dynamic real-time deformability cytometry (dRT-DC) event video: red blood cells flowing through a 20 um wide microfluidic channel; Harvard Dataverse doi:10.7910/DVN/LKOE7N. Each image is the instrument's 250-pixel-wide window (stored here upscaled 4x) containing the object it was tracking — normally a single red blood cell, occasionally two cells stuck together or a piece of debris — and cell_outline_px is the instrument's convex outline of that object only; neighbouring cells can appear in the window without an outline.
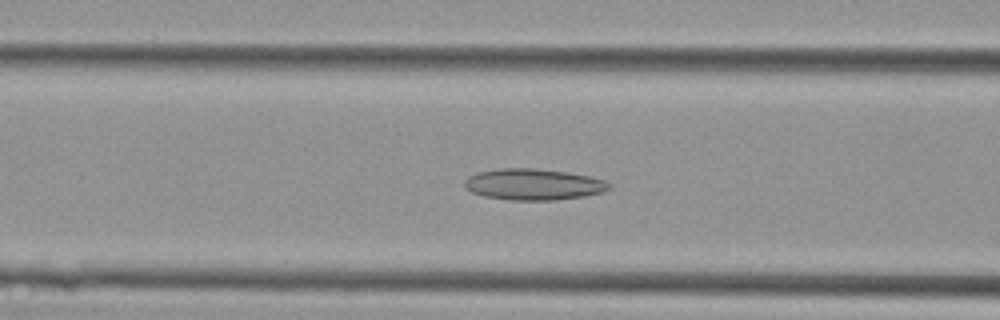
{"species": "Egyptian fruit bat (a non-hibernating species)", "species_latin": "Rousettus aegyptiacus", "temperature_condition": "cold", "stored_images_in_passage": 37, "camera_frame_rate_fps": 3000, "um_per_image_px": 0.085, "animal": {"sex": "female"}, "frame": {"image": 1, "passage_image": 11, "time_ms": 3.333, "image_size_px": [1000, 320], "cell_outline_px": [[612, 188], [600, 192], [584, 196], [556, 200], [512, 200], [484, 196], [472, 192], [464, 188], [464, 180], [468, 176], [480, 172], [500, 168], [532, 168], [568, 172], [588, 176], [604, 180], [612, 184]], "centroid_in_image_um": [45.34, 15.67], "position_along_channel_um": 121.3, "area_um2": 26.3}}
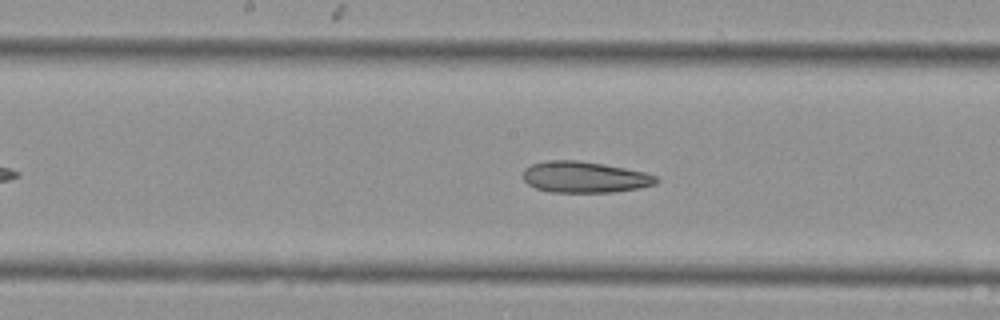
{"frame": {"image": 2, "passage_image": 16, "time_ms": 5.0, "image_size_px": [1000, 320], "cell_outline_px": [[660, 180], [656, 184], [640, 188], [612, 192], [548, 192], [536, 188], [528, 184], [524, 180], [524, 168], [532, 164], [548, 160], [576, 160], [604, 164], [644, 172], [656, 176]], "centroid_in_image_um": [49.7, 15.05], "position_along_channel_um": 198.5, "area_um2": 24.22}}
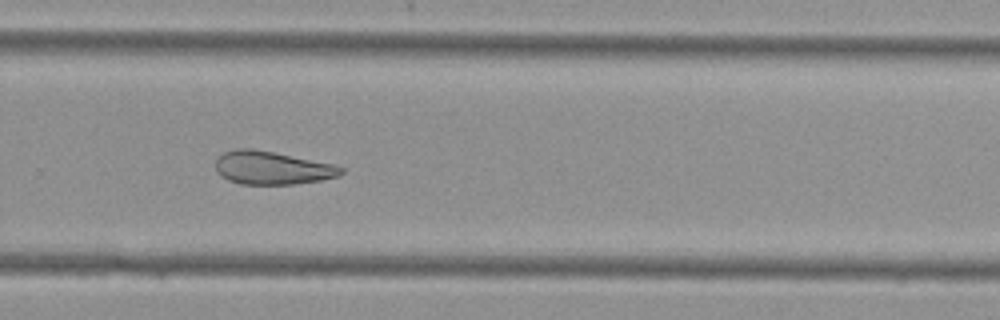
{"frame": {"image": 3, "passage_image": 23, "time_ms": 7.333, "image_size_px": [1000, 320], "cell_outline_px": [[344, 172], [336, 176], [320, 180], [296, 184], [240, 184], [228, 180], [220, 176], [216, 172], [216, 160], [224, 152], [236, 148], [252, 148], [336, 164], [344, 168]], "centroid_in_image_um": [23.12, 14.27], "position_along_channel_um": 306.7, "area_um2": 24.33}}